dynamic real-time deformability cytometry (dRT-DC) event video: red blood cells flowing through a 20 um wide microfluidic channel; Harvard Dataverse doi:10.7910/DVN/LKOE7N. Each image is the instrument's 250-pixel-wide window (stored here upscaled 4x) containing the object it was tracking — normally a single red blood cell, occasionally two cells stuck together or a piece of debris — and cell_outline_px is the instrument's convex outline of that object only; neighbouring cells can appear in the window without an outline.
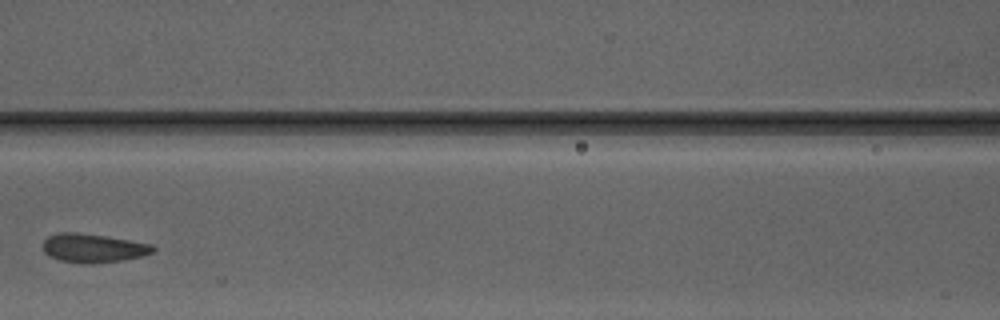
{"species": "Egyptian fruit bat (a non-hibernating species)", "species_latin": "Rousettus aegyptiacus", "temperature_condition": "warm", "stored_images_in_passage": 3, "camera_frame_rate_fps": 3000, "um_per_image_px": 0.085, "animal": {"sex": "male"}, "frame": {"image": 1, "passage_image": 3, "time_ms": 2.333, "image_size_px": [1000, 320], "cell_outline_px": [[156, 248], [152, 252], [140, 256], [120, 260], [92, 264], [84, 264], [60, 260], [44, 252], [44, 240], [48, 236], [60, 232], [76, 232], [104, 236], [152, 244]], "centroid_in_image_um": [7.9, 21.08], "position_along_channel_um": 158.7, "area_um2": 18.15}}